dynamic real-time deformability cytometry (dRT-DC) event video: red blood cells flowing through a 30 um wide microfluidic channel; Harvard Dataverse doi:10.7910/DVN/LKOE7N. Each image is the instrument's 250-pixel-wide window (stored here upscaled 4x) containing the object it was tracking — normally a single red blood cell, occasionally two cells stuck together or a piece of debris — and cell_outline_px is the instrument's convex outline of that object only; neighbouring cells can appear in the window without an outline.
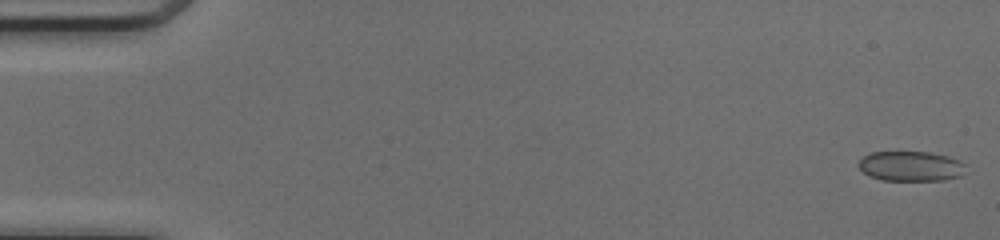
{"species": "common noctule bat (a hibernating species)", "species_latin": "Nyctalus noctula", "temperature_condition": "cold", "stored_images_in_passage": 50, "camera_frame_rate_fps": 3000, "um_per_image_px": 0.085, "animal": {"sex": "female", "body_mass_g": 17.0, "forearm_length_mm": 48.0}, "frame": {"image": 1, "passage_image": 1, "time_ms": 0.0, "image_size_px": [1000, 240], "cell_outline_px": [[964, 176], [944, 180], [880, 180], [868, 176], [856, 164], [868, 152], [928, 152], [948, 156], [960, 160], [964, 164]], "centroid_in_image_um": [77.41, 14.13], "position_along_channel_um": 7.6, "area_um2": 18.9}}
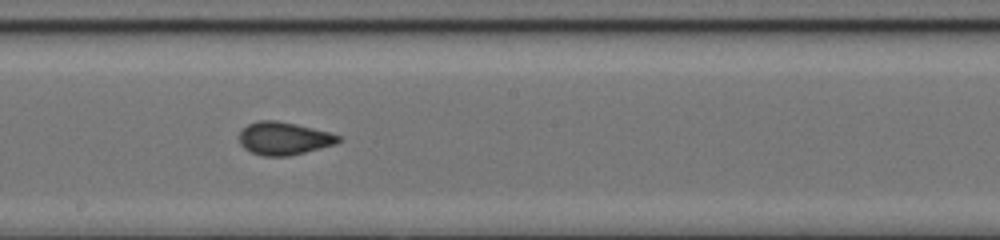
{"frame": {"image": 2, "passage_image": 28, "time_ms": 9.0, "image_size_px": [1000, 240], "cell_outline_px": [[340, 140], [336, 144], [288, 156], [264, 156], [252, 152], [244, 148], [240, 144], [240, 132], [248, 124], [260, 120], [276, 120], [296, 124], [328, 132], [340, 136]], "centroid_in_image_um": [24.11, 11.76], "position_along_channel_um": 224.1, "area_um2": 18.73}}
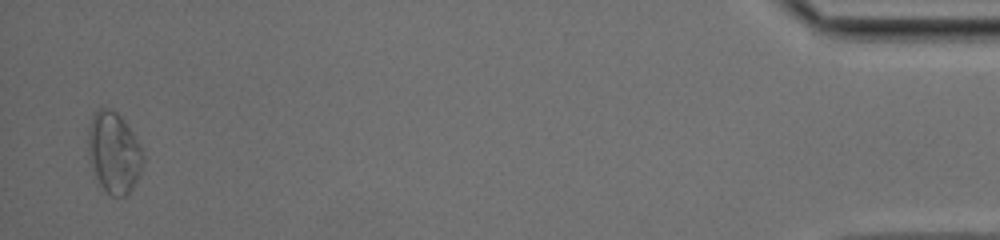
{"frame": {"image": 3, "passage_image": 49, "time_ms": 16.0, "image_size_px": [1000, 240], "cell_outline_px": [[144, 160], [140, 172], [128, 196], [112, 196], [100, 184], [92, 172], [88, 160], [88, 128], [92, 116], [104, 104], [116, 112], [128, 124], [140, 144], [144, 156]], "centroid_in_image_um": [9.67, 12.94], "position_along_channel_um": 425.5, "area_um2": 26.36}, "authors_computed_cell_mechanics": {"area_um2": 19.0162, "velocity_mm_per_s": 4.1494, "shape_relaxation_time_tau1_ms": 5.2607, "shape_relaxation_time_tau2_ms": 0.6165, "deformation_change_tau1": 0.1229, "deformation_change_tau2": 0.0381}}